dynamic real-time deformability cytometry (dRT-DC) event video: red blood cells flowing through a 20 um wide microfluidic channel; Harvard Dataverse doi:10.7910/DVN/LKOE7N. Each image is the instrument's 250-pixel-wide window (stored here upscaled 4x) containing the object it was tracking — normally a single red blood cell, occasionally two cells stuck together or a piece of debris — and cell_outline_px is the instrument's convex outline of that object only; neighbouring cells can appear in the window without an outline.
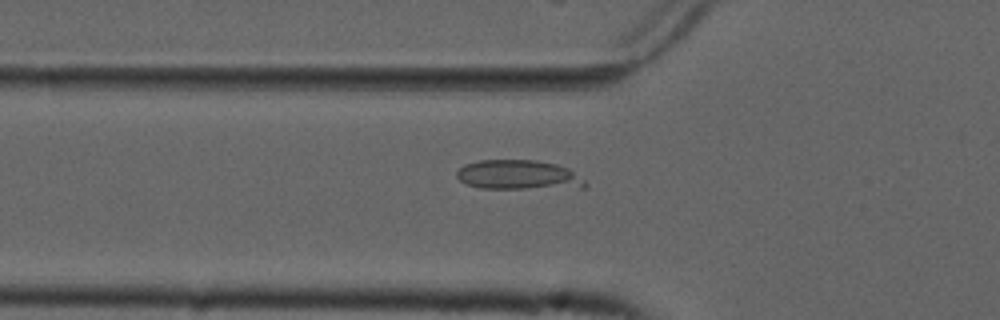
{"species": "common noctule bat (a hibernating species)", "species_latin": "Nyctalus noctula", "temperature_condition": "cold", "stored_images_in_passage": 51, "camera_frame_rate_fps": 3000, "um_per_image_px": 0.085, "animal": {"sex": "male", "forearm_length_mm": 52.5}, "frame": {"image": 1, "passage_image": 15, "time_ms": 4.667, "image_size_px": [1000, 320], "cell_outline_px": [[588, 184], [584, 188], [480, 188], [464, 184], [456, 176], [456, 172], [464, 164], [480, 160], [536, 160], [556, 164], [568, 168], [584, 180]], "centroid_in_image_um": [44.06, 14.87], "position_along_channel_um": 81.7, "area_um2": 22.2}}
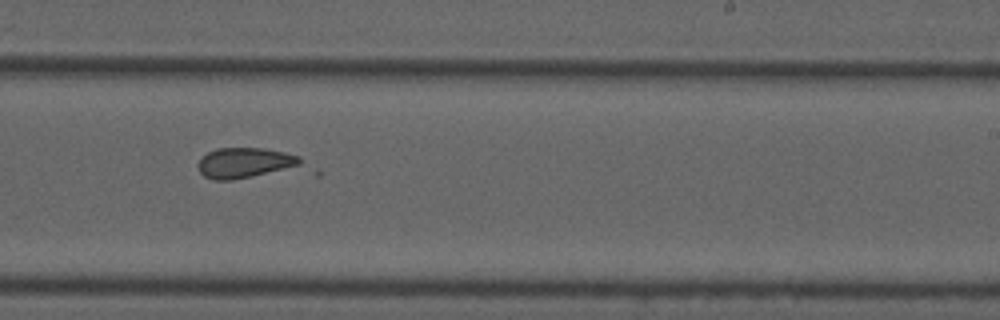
{"frame": {"image": 2, "passage_image": 30, "time_ms": 9.667, "image_size_px": [1000, 320], "cell_outline_px": [[300, 164], [232, 180], [216, 180], [204, 176], [200, 172], [196, 164], [208, 152], [216, 148], [264, 148], [284, 152], [300, 156]], "centroid_in_image_um": [20.7, 13.81], "position_along_channel_um": 268.3, "area_um2": 17.46}}
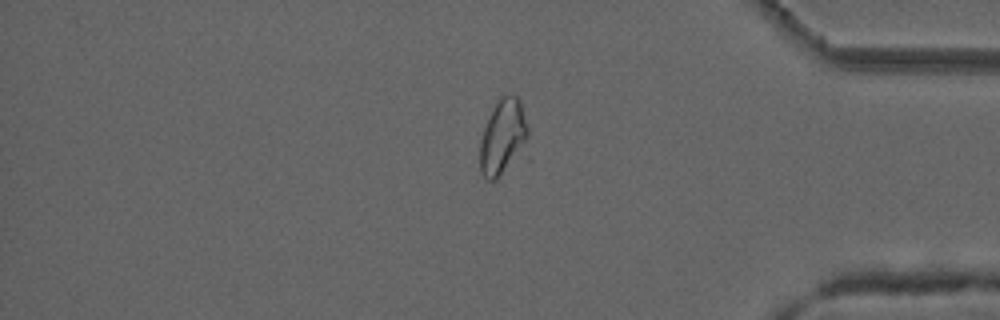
{"frame": {"image": 3, "passage_image": 42, "time_ms": 13.667, "image_size_px": [1000, 320], "cell_outline_px": [[528, 136], [500, 176], [496, 180], [488, 180], [480, 172], [480, 140], [484, 128], [492, 108], [500, 96], [516, 96], [520, 100], [528, 128]], "centroid_in_image_um": [42.69, 11.59], "position_along_channel_um": 392.5, "area_um2": 20.17}}